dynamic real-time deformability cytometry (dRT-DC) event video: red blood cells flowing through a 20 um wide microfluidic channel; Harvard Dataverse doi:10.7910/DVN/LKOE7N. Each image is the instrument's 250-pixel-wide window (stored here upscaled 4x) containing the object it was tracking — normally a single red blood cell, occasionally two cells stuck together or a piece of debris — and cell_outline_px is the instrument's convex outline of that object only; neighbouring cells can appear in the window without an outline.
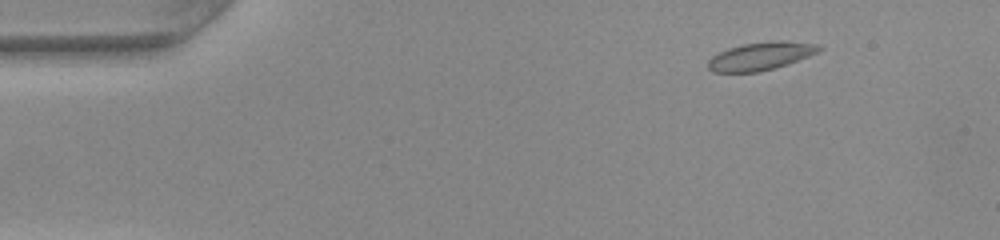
{"species": "common noctule bat (a hibernating species)", "species_latin": "Nyctalus noctula", "temperature_condition": "warm", "stored_images_in_passage": 48, "camera_frame_rate_fps": 3000, "um_per_image_px": 0.085, "animal": {"sex": "female", "body_mass_g": 22.0, "forearm_length_mm": 56.7}, "frame": {"image": 1, "passage_image": 4, "time_ms": 1.0, "image_size_px": [1000, 240], "cell_outline_px": [[824, 48], [808, 56], [788, 64], [756, 72], [712, 72], [708, 68], [708, 60], [712, 56], [728, 48], [744, 44], [772, 40], [820, 44]], "centroid_in_image_um": [64.65, 4.76], "position_along_channel_um": 20.3, "area_um2": 17.92}}
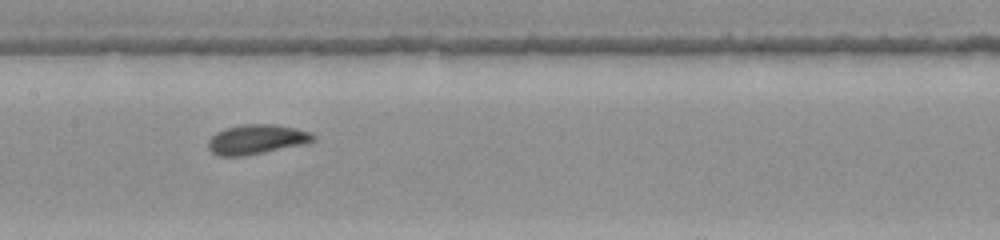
{"frame": {"image": 2, "passage_image": 23, "time_ms": 7.333, "image_size_px": [1000, 240], "cell_outline_px": [[316, 140], [304, 144], [244, 156], [216, 156], [208, 148], [208, 140], [216, 132], [224, 128], [240, 124], [276, 124], [296, 128], [308, 132], [316, 136]], "centroid_in_image_um": [21.78, 11.84], "position_along_channel_um": 185.6, "area_um2": 18.26}}
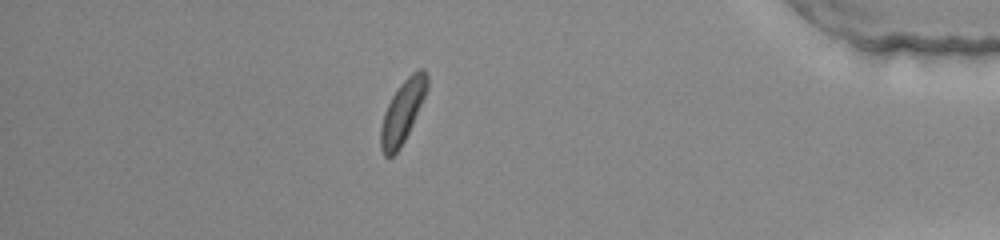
{"frame": {"image": 3, "passage_image": 42, "time_ms": 13.667, "image_size_px": [1000, 240], "cell_outline_px": [[428, 88], [412, 124], [400, 148], [392, 156], [384, 156], [380, 148], [380, 128], [384, 112], [392, 96], [400, 84], [416, 68], [424, 68], [428, 76]], "centroid_in_image_um": [34.21, 9.46], "position_along_channel_um": 401.0, "area_um2": 16.76}, "authors_computed_cell_mechanics": {"area_um2": 17.4845, "velocity_mm_per_s": 4.0357, "shape_relaxation_time_tau1_ms": 1.9732, "shape_relaxation_time_tau2_ms": 3.2814, "deformation_change_tau1": 0.1075, "deformation_change_tau2": 0.0476}}